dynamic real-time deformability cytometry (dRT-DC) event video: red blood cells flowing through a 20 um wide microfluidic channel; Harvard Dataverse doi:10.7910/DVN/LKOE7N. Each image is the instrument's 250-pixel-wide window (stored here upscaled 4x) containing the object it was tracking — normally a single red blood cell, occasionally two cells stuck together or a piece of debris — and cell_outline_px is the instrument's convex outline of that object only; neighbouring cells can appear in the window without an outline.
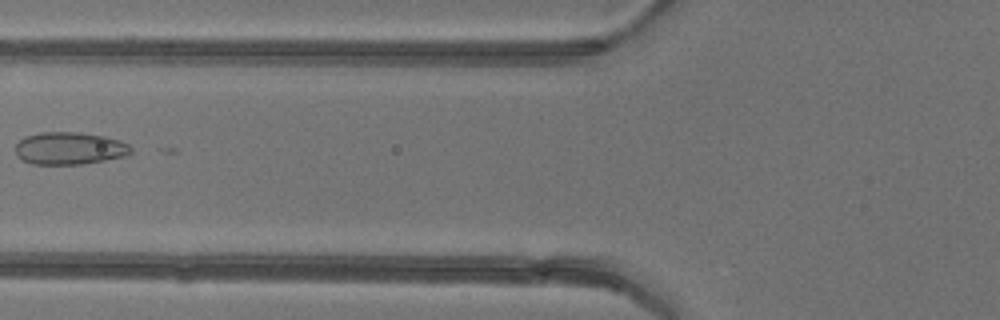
{"species": "common noctule bat (a hibernating species)", "species_latin": "Nyctalus noctula", "temperature_condition": "warm", "stored_images_in_passage": 4, "camera_frame_rate_fps": 3000, "um_per_image_px": 0.085, "animal": {"sex": "female"}, "frame": {"image": 1, "passage_image": 4, "time_ms": 3.667, "image_size_px": [1000, 320], "cell_outline_px": [[132, 152], [124, 156], [104, 160], [80, 164], [32, 164], [20, 160], [16, 156], [16, 144], [24, 136], [40, 132], [80, 132], [104, 136], [120, 140], [128, 144], [132, 148]], "centroid_in_image_um": [5.88, 12.6], "position_along_channel_um": 119.9, "area_um2": 21.96}}